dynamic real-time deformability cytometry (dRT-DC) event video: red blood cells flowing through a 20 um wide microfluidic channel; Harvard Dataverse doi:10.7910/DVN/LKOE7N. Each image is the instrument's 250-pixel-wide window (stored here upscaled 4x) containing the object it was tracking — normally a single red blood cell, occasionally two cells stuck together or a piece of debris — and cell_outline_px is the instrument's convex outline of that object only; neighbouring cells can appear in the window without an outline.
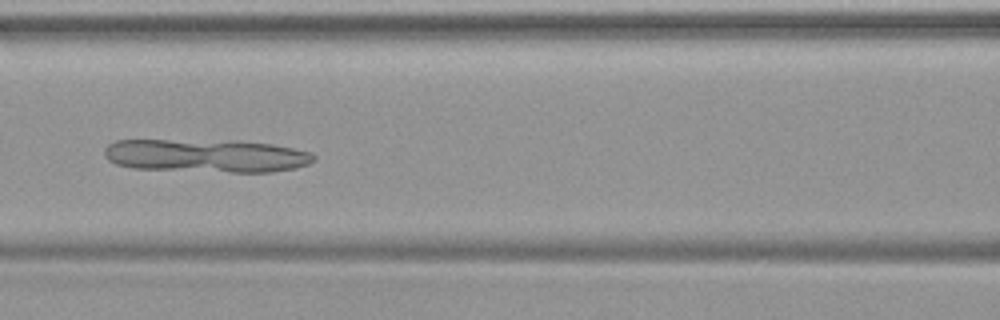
{"species": "common noctule bat (a hibernating species)", "species_latin": "Nyctalus noctula", "temperature_condition": "warm", "stored_images_in_passage": 33, "camera_frame_rate_fps": 3000, "um_per_image_px": 0.085, "animal": {"sex": "female", "body_mass_g": 19.9}, "frame": {"image": 1, "passage_image": 12, "time_ms": 3.667, "image_size_px": [1000, 320], "cell_outline_px": [[316, 160], [308, 164], [296, 168], [272, 172], [232, 172], [132, 168], [116, 164], [108, 160], [104, 156], [104, 148], [108, 144], [116, 140], [168, 140], [272, 144], [312, 152], [316, 156]], "centroid_in_image_um": [17.51, 13.26], "position_along_channel_um": 149.1, "area_um2": 39.94}}
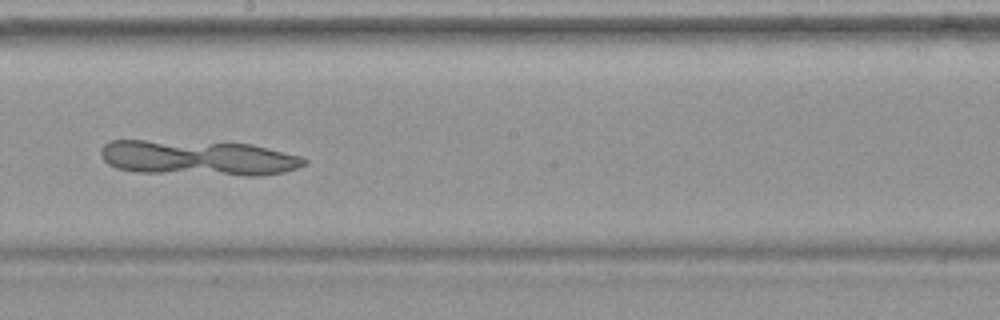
{"frame": {"image": 2, "passage_image": 18, "time_ms": 5.667, "image_size_px": [1000, 320], "cell_outline_px": [[308, 160], [300, 168], [284, 172], [260, 176], [244, 176], [136, 172], [116, 168], [108, 164], [100, 156], [100, 148], [108, 140], [144, 140], [252, 144], [300, 156]], "centroid_in_image_um": [16.82, 13.43], "position_along_channel_um": 231.4, "area_um2": 42.14}}
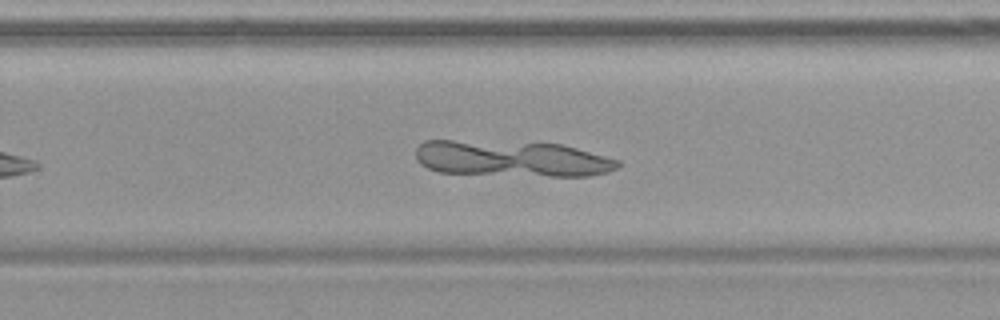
{"frame": {"image": 3, "passage_image": 22, "time_ms": 7.0, "image_size_px": [1000, 320], "cell_outline_px": [[620, 164], [616, 168], [608, 172], [588, 176], [548, 176], [440, 172], [428, 168], [420, 164], [416, 160], [416, 148], [424, 140], [452, 140], [560, 144], [576, 148], [620, 160]], "centroid_in_image_um": [43.48, 13.49], "position_along_channel_um": 286.3, "area_um2": 42.14}}